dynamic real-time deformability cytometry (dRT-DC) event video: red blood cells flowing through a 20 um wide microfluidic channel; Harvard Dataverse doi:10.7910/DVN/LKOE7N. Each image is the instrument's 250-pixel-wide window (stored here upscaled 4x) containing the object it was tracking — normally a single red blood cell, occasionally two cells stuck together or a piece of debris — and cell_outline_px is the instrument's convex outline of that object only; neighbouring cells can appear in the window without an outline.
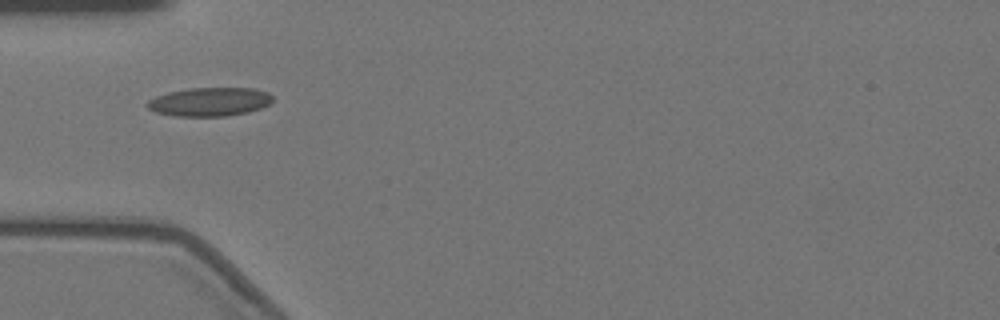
{"species": "Egyptian fruit bat (a non-hibernating species)", "species_latin": "Rousettus aegyptiacus", "temperature_condition": "warm", "stored_images_in_passage": 4, "camera_frame_rate_fps": 3000, "um_per_image_px": 0.085, "animal": {"sex": "female"}, "frame": {"image": 1, "passage_image": 1, "time_ms": 0.0, "image_size_px": [1000, 320], "cell_outline_px": [[272, 100], [268, 104], [260, 108], [248, 112], [224, 116], [172, 116], [156, 112], [148, 108], [144, 104], [148, 100], [156, 96], [168, 92], [192, 88], [256, 88], [268, 92], [272, 96]], "centroid_in_image_um": [17.79, 8.65], "position_along_channel_um": 67.2, "area_um2": 20.98}}